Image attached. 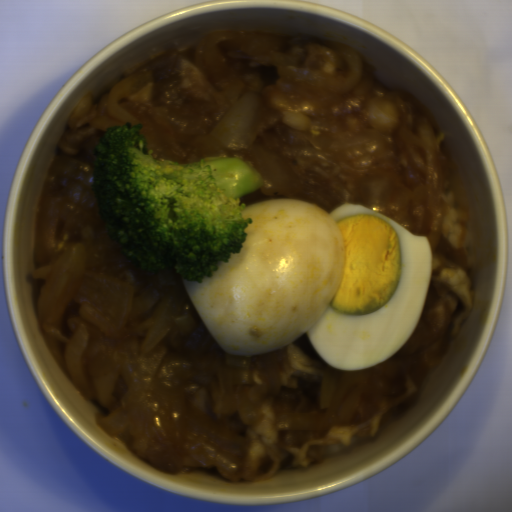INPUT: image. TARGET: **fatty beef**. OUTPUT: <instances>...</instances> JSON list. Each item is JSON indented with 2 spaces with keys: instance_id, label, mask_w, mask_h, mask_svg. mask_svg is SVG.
I'll list each match as a JSON object with an SVG mask.
<instances>
[{
  "instance_id": "1",
  "label": "fatty beef",
  "mask_w": 512,
  "mask_h": 512,
  "mask_svg": "<svg viewBox=\"0 0 512 512\" xmlns=\"http://www.w3.org/2000/svg\"><path fill=\"white\" fill-rule=\"evenodd\" d=\"M342 49L349 48L313 35L211 33L191 47L169 45L137 69L139 87L119 104L142 124L154 158L186 165L230 156L255 169L256 152L273 153L286 194L259 188L240 196L245 207L296 199L329 214L363 205L428 236L432 272L416 330L383 362L338 370L328 407H319V398L330 367L307 333L265 355L230 356L200 318L184 278L147 273L119 252L98 210L93 175L105 132L94 123L111 91L83 97L53 150L34 228L36 267L81 243L87 268L129 283L136 295L172 290L176 314L193 317L184 338L145 351L136 337L110 338L80 317L74 302L62 316L66 338L80 326L89 335L82 357L90 378L135 370L120 400L125 443L166 475L211 469L224 480L251 483L378 437L408 409L470 315L468 209L450 179L448 145L426 104L378 80L363 60L348 91L330 92L325 79L346 77L350 68ZM246 92L259 96L255 129L249 148L236 151L209 132Z\"/></svg>"
}]
</instances>
